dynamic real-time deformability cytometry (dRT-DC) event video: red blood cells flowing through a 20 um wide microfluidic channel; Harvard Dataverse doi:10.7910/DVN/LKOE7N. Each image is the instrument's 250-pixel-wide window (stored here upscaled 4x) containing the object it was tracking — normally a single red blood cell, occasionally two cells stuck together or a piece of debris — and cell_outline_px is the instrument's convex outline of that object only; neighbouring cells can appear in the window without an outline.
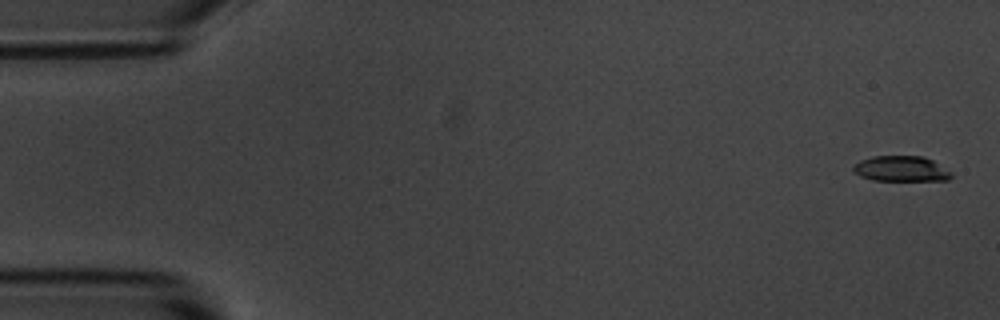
{"species": "common noctule bat (a hibernating species)", "species_latin": "Nyctalus noctula", "temperature_condition": "room temperature", "stored_images_in_passage": 5, "camera_frame_rate_fps": 3000, "um_per_image_px": 0.085, "animal": {"sex": "male", "body_mass_g": 20.1, "forearm_length_mm": 53.5}, "frame": {"image": 1, "passage_image": 1, "time_ms": 0.0, "image_size_px": [1000, 320], "cell_outline_px": [[952, 176], [948, 180], [872, 180], [860, 176], [852, 168], [860, 160], [872, 156], [924, 156], [932, 160], [952, 172]], "centroid_in_image_um": [76.61, 14.34], "position_along_channel_um": 8.4, "area_um2": 14.45}}
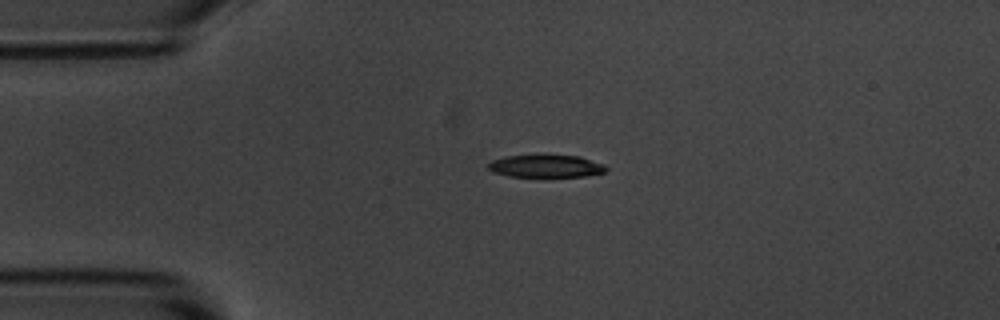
{"frame": {"image": 2, "passage_image": 4, "time_ms": 3.667, "image_size_px": [1000, 320], "cell_outline_px": [[608, 168], [604, 172], [584, 176], [508, 176], [492, 172], [488, 168], [488, 164], [492, 160], [504, 156], [580, 156], [604, 164]], "centroid_in_image_um": [46.39, 14.12], "position_along_channel_um": 38.6, "area_um2": 15.14}}